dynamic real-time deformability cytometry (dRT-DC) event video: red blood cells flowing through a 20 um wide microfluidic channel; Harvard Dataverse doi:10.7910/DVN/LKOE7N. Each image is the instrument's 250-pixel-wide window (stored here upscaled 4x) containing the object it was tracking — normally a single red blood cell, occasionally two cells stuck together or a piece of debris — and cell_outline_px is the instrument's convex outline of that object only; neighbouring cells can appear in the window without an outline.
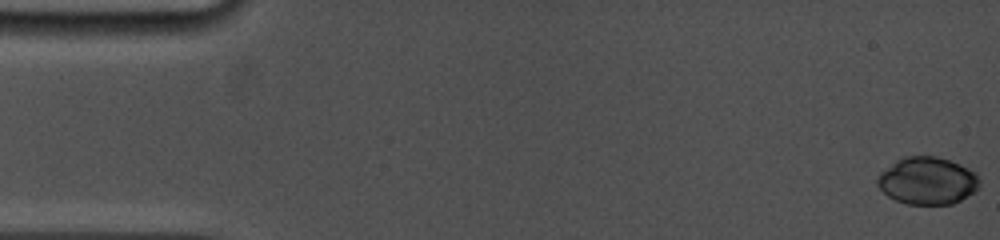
{"species": "common noctule bat (a hibernating species)", "species_latin": "Nyctalus noctula", "temperature_condition": "cold", "stored_images_in_passage": 78, "camera_frame_rate_fps": 5000, "um_per_image_px": 0.085, "animal": {"sex": "female", "body_mass_g": 19.0, "forearm_length_mm": 53.3}, "frame": {"image": 1, "passage_image": 1, "time_ms": 0.0, "image_size_px": [1000, 240], "cell_outline_px": [[980, 188], [976, 192], [952, 204], [908, 204], [896, 200], [888, 196], [876, 184], [876, 176], [880, 172], [896, 160], [904, 156], [936, 156], [960, 164], [976, 172], [980, 180]], "centroid_in_image_um": [78.84, 15.36], "position_along_channel_um": 6.2, "area_um2": 28.44}}
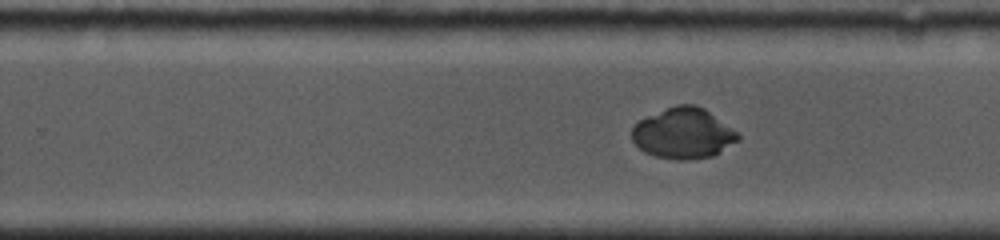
{"frame": {"image": 2, "passage_image": 54, "time_ms": 10.4, "image_size_px": [1000, 240], "cell_outline_px": [[740, 140], [712, 156], [688, 160], [680, 160], [652, 156], [644, 152], [632, 140], [632, 128], [640, 120], [648, 116], [676, 104], [696, 104], [704, 108], [740, 132]], "centroid_in_image_um": [58.12, 11.33], "position_along_channel_um": 271.7, "area_um2": 31.5}}
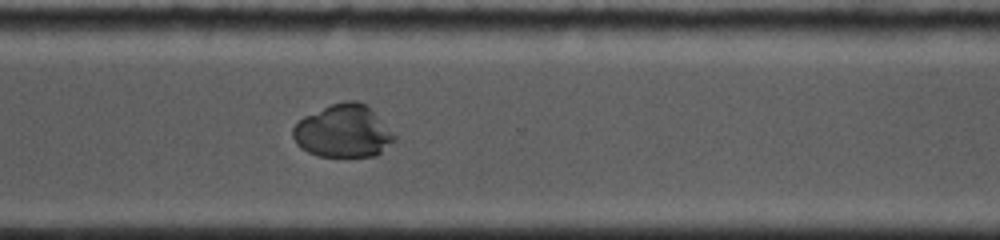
{"frame": {"image": 3, "passage_image": 64, "time_ms": 12.2, "image_size_px": [1000, 240], "cell_outline_px": [[396, 140], [376, 156], [316, 156], [300, 148], [296, 144], [292, 136], [292, 128], [304, 116], [332, 104], [344, 100], [356, 100], [364, 104], [396, 136]], "centroid_in_image_um": [29.14, 11.17], "position_along_channel_um": 341.5, "area_um2": 30.87}}